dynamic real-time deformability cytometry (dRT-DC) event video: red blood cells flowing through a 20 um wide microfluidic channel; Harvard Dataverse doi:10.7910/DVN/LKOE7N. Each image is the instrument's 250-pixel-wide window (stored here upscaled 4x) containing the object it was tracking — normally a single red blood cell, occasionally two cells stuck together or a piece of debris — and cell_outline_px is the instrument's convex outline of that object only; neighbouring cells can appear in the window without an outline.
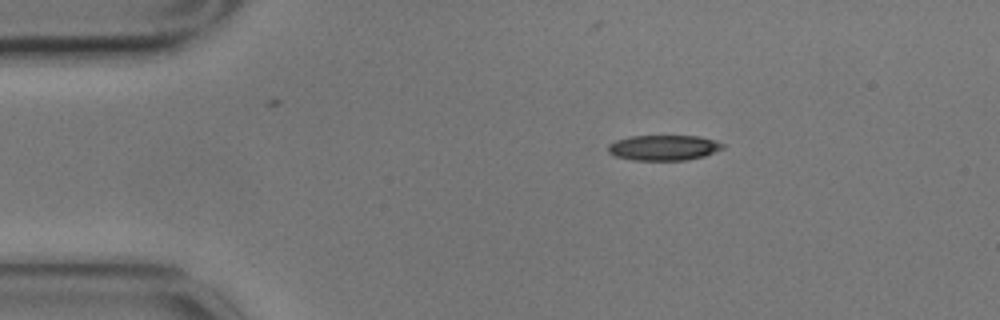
{"species": "common noctule bat (a hibernating species)", "species_latin": "Nyctalus noctula", "temperature_condition": "cold", "stored_images_in_passage": 5, "camera_frame_rate_fps": 3000, "um_per_image_px": 0.085, "animal": {"sex": "male", "body_mass_g": 17.9}, "frame": {"image": 1, "passage_image": 2, "time_ms": 0.333, "image_size_px": [1000, 320], "cell_outline_px": [[724, 148], [704, 156], [684, 160], [632, 160], [612, 156], [608, 152], [608, 144], [616, 140], [632, 136], [700, 136], [716, 140], [724, 144]], "centroid_in_image_um": [56.4, 12.55], "position_along_channel_um": 28.6, "area_um2": 17.05}}
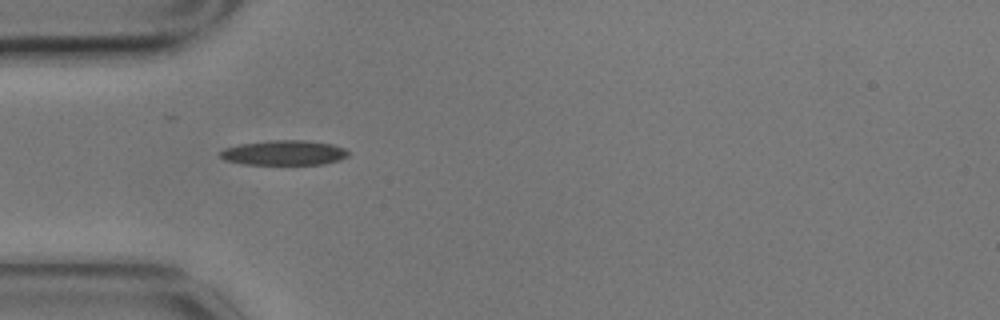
{"frame": {"image": 2, "passage_image": 4, "time_ms": 1.0, "image_size_px": [1000, 320], "cell_outline_px": [[348, 156], [340, 160], [324, 164], [244, 164], [224, 160], [220, 156], [220, 152], [224, 148], [240, 144], [268, 140], [304, 140], [332, 144], [344, 148], [348, 152]], "centroid_in_image_um": [24.14, 12.98], "position_along_channel_um": 60.9, "area_um2": 18.55}}